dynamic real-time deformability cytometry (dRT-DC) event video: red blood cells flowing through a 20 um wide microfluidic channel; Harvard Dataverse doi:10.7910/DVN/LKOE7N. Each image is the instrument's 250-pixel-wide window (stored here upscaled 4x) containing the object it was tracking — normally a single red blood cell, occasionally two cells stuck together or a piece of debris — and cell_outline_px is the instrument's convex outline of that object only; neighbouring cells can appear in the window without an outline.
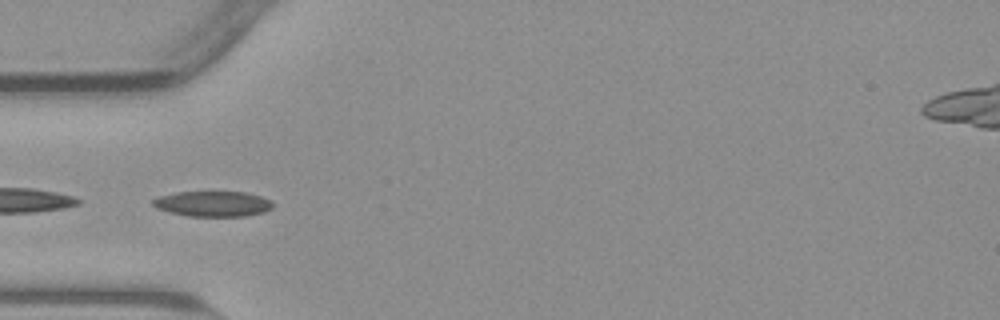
{"species": "common noctule bat (a hibernating species)", "species_latin": "Nyctalus noctula", "temperature_condition": "warm", "stored_images_in_passage": 38, "camera_frame_rate_fps": 3000, "um_per_image_px": 0.085, "animal": {"sex": "male", "body_mass_g": 23.1, "forearm_length_mm": 52.7}, "frame": {"image": 1, "passage_image": 1, "time_ms": 0.0, "image_size_px": [1000, 320], "cell_outline_px": [[272, 208], [264, 212], [244, 216], [188, 216], [168, 212], [156, 208], [152, 204], [152, 200], [160, 196], [176, 192], [244, 192], [260, 196], [272, 200]], "centroid_in_image_um": [18.08, 17.32], "position_along_channel_um": 66.9, "area_um2": 17.74}}
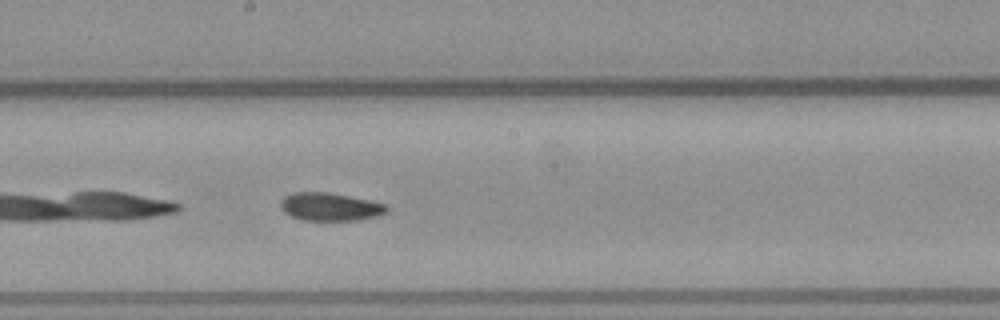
{"frame": {"image": 2, "passage_image": 13, "time_ms": 4.0, "image_size_px": [1000, 320], "cell_outline_px": [[388, 212], [376, 216], [360, 220], [304, 220], [292, 216], [284, 212], [280, 208], [280, 200], [284, 196], [292, 192], [328, 192], [388, 204]], "centroid_in_image_um": [28.05, 17.57], "position_along_channel_um": 220.2, "area_um2": 17.4}}
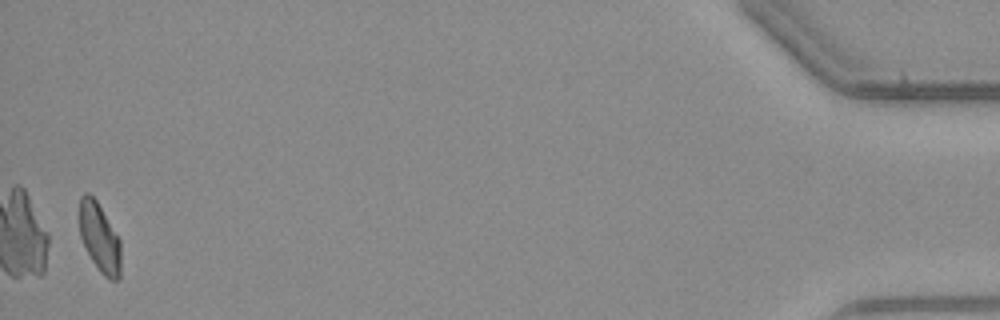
{"frame": {"image": 3, "passage_image": 37, "time_ms": 12.0, "image_size_px": [1000, 320], "cell_outline_px": [[120, 276], [116, 280], [108, 280], [100, 272], [92, 260], [80, 236], [80, 196], [84, 192], [88, 192], [96, 200], [120, 240]], "centroid_in_image_um": [8.46, 20.21], "position_along_channel_um": 426.7, "area_um2": 16.42}}